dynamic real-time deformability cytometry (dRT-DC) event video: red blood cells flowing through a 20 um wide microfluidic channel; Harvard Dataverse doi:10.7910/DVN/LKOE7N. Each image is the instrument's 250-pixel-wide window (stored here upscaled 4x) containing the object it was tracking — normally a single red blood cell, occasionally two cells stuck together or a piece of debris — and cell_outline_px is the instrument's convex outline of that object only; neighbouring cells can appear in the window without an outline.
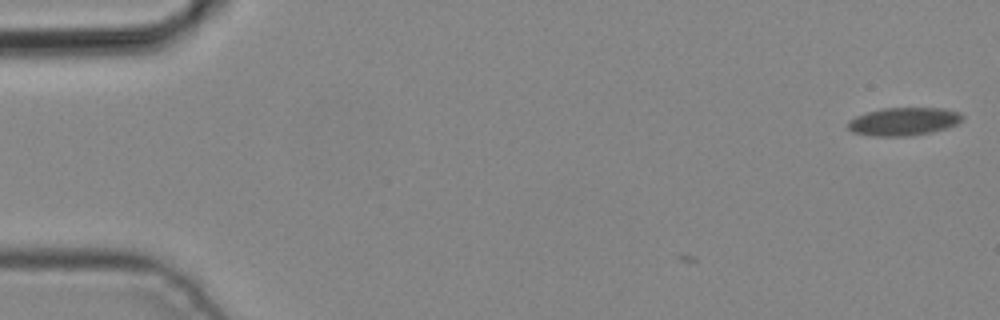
{"species": "common noctule bat (a hibernating species)", "species_latin": "Nyctalus noctula", "temperature_condition": "cold", "stored_images_in_passage": 3, "camera_frame_rate_fps": 3000, "um_per_image_px": 0.085, "animal": {"sex": "male", "body_mass_g": 19.2, "forearm_length_mm": 51.8}, "frame": {"image": 1, "passage_image": 1, "time_ms": 0.0, "image_size_px": [1000, 320], "cell_outline_px": [[964, 116], [956, 124], [948, 128], [932, 132], [908, 136], [872, 136], [852, 132], [848, 128], [848, 120], [856, 116], [868, 112], [884, 108], [944, 108], [960, 112]], "centroid_in_image_um": [76.82, 10.33], "position_along_channel_um": 8.2, "area_um2": 18.73}}